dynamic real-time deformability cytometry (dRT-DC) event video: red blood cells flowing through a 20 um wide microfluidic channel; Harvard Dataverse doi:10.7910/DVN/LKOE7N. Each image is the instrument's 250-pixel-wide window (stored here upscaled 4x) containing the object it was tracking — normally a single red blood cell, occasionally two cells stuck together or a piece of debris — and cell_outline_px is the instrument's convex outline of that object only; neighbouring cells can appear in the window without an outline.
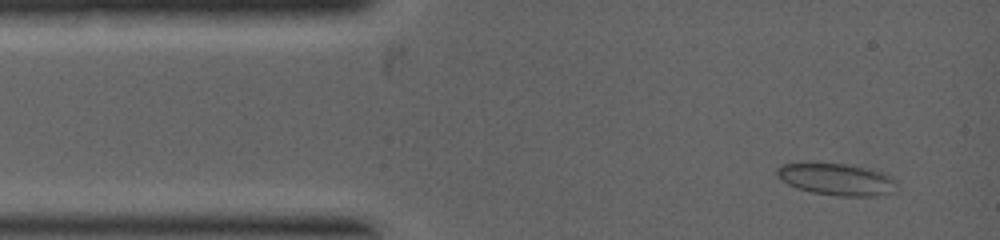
{"species": "common noctule bat (a hibernating species)", "species_latin": "Nyctalus noctula", "temperature_condition": "warm", "stored_images_in_passage": 11, "camera_frame_rate_fps": 5000, "um_per_image_px": 0.085, "animal": {"sex": "female", "body_mass_g": 19.0, "forearm_length_mm": 53.3}, "frame": {"image": 1, "passage_image": 3, "time_ms": 0.4, "image_size_px": [1000, 240], "cell_outline_px": [[896, 192], [876, 196], [836, 196], [812, 192], [796, 188], [780, 180], [776, 176], [776, 168], [780, 164], [844, 164], [868, 168], [892, 176], [896, 180]], "centroid_in_image_um": [71.13, 15.26], "position_along_channel_um": 13.9, "area_um2": 22.31}}
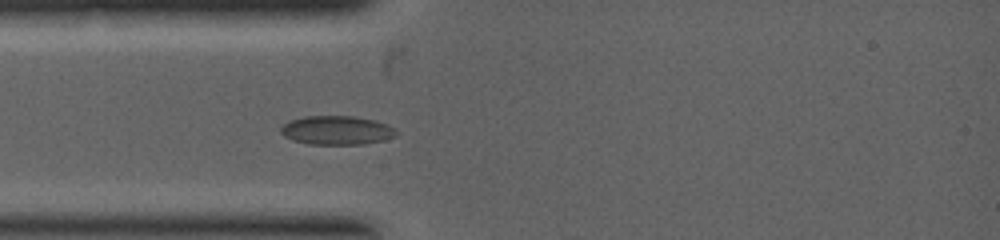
{"frame": {"image": 2, "passage_image": 8, "time_ms": 1.8, "image_size_px": [1000, 240], "cell_outline_px": [[396, 136], [384, 140], [364, 144], [308, 144], [292, 140], [284, 136], [280, 132], [280, 128], [288, 120], [304, 116], [352, 116], [376, 120], [388, 124], [396, 128]], "centroid_in_image_um": [28.62, 11.07], "position_along_channel_um": 56.4, "area_um2": 19.65}}
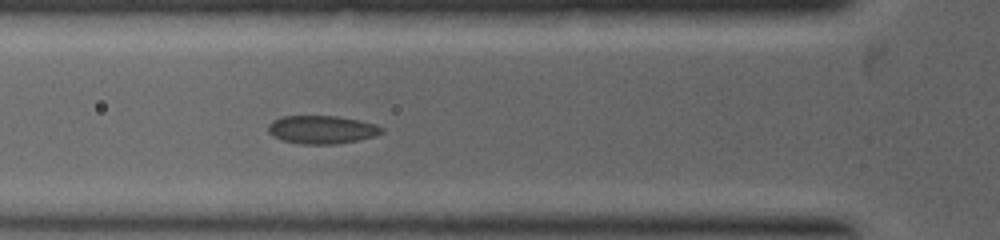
{"frame": {"image": 3, "passage_image": 11, "time_ms": 2.4, "image_size_px": [1000, 240], "cell_outline_px": [[384, 132], [372, 136], [356, 140], [336, 144], [300, 144], [284, 140], [272, 136], [268, 132], [268, 124], [272, 120], [280, 116], [336, 116], [376, 124], [384, 128]], "centroid_in_image_um": [27.31, 11.01], "position_along_channel_um": 98.5, "area_um2": 18.55}}